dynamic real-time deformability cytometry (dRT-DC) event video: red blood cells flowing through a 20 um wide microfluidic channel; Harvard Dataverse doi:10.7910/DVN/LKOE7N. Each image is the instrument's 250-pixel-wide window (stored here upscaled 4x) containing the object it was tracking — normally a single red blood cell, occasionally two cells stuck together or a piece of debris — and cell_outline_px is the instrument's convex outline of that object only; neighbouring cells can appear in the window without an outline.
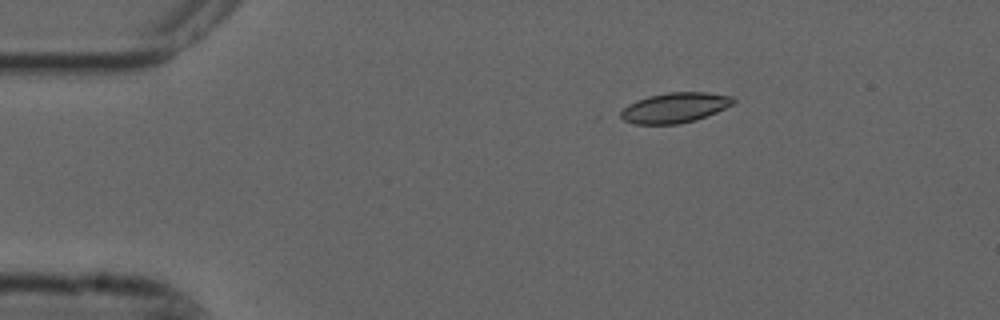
{"species": "common noctule bat (a hibernating species)", "species_latin": "Nyctalus noctula", "temperature_condition": "cold", "stored_images_in_passage": 4, "camera_frame_rate_fps": 3000, "um_per_image_px": 0.085, "animal": {"sex": "male", "forearm_length_mm": 52.5}, "frame": {"image": 1, "passage_image": 3, "time_ms": 0.667, "image_size_px": [1000, 320], "cell_outline_px": [[736, 100], [732, 104], [716, 112], [696, 120], [680, 124], [636, 124], [624, 120], [620, 116], [620, 112], [628, 104], [636, 100], [648, 96], [668, 92], [708, 92], [732, 96]], "centroid_in_image_um": [57.36, 9.15], "position_along_channel_um": 27.6, "area_um2": 19.77}}